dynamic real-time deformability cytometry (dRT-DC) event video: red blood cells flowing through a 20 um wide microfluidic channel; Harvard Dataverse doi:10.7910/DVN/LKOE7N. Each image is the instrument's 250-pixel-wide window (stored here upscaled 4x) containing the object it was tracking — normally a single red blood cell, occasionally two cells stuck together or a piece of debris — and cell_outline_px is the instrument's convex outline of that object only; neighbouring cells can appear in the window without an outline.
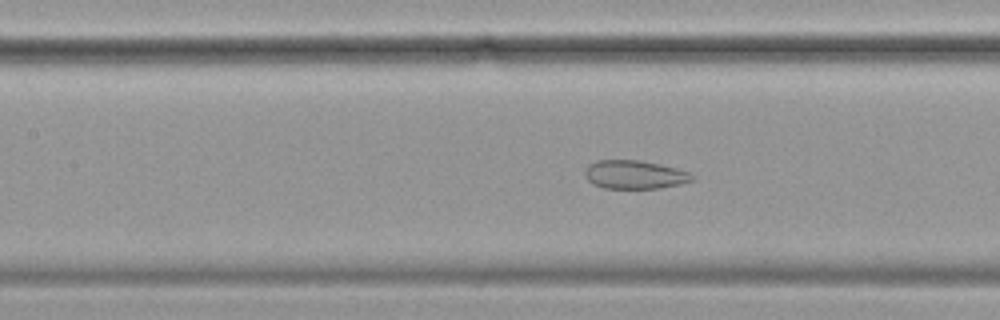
{"species": "common noctule bat (a hibernating species)", "species_latin": "Nyctalus noctula", "temperature_condition": "cold", "stored_images_in_passage": 46, "camera_frame_rate_fps": 3000, "um_per_image_px": 0.085, "animal": {"sex": "female", "body_mass_g": 19.9}, "frame": {"image": 1, "passage_image": 26, "time_ms": 8.333, "image_size_px": [1000, 320], "cell_outline_px": [[696, 180], [680, 184], [660, 188], [604, 188], [592, 184], [584, 176], [584, 172], [588, 164], [596, 160], [640, 160], [660, 164], [676, 168], [688, 172], [696, 176]], "centroid_in_image_um": [53.95, 14.84], "position_along_channel_um": 153.5, "area_um2": 18.03}}
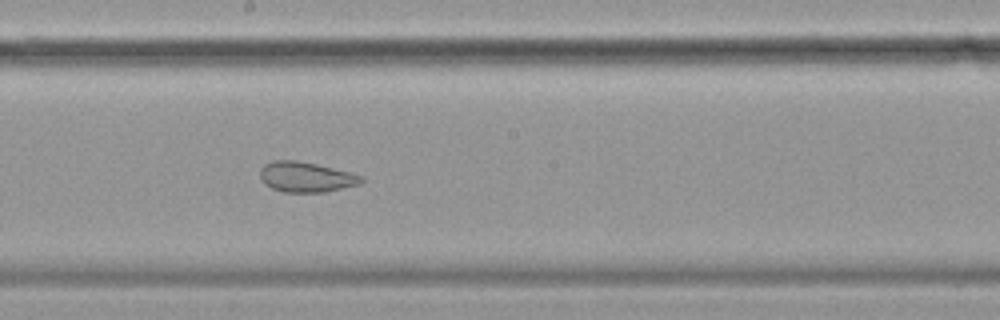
{"frame": {"image": 2, "passage_image": 32, "time_ms": 10.333, "image_size_px": [1000, 320], "cell_outline_px": [[364, 180], [360, 184], [324, 192], [284, 192], [272, 188], [264, 184], [260, 176], [260, 168], [264, 164], [272, 160], [296, 160], [316, 164], [352, 172], [364, 176]], "centroid_in_image_um": [26.02, 15.04], "position_along_channel_um": 222.2, "area_um2": 17.98}}
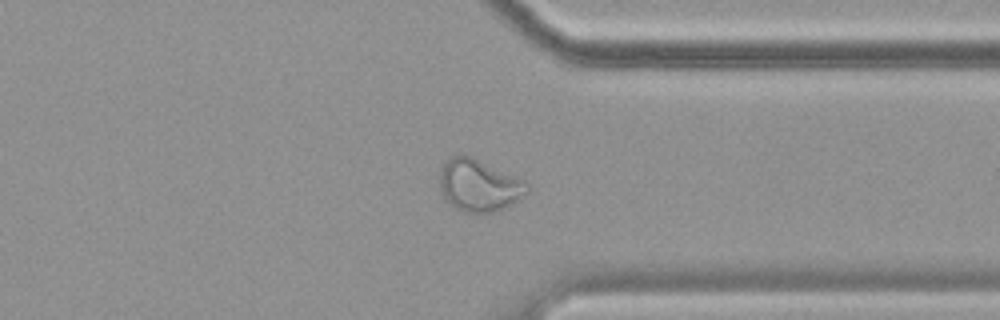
{"frame": {"image": 3, "passage_image": 45, "time_ms": 14.667, "image_size_px": [1000, 320], "cell_outline_px": [[528, 192], [512, 204], [504, 208], [492, 212], [464, 212], [448, 204], [444, 200], [440, 192], [440, 168], [456, 152], [472, 156], [524, 180], [528, 184]], "centroid_in_image_um": [40.67, 15.74], "position_along_channel_um": 370.7, "area_um2": 26.76}}